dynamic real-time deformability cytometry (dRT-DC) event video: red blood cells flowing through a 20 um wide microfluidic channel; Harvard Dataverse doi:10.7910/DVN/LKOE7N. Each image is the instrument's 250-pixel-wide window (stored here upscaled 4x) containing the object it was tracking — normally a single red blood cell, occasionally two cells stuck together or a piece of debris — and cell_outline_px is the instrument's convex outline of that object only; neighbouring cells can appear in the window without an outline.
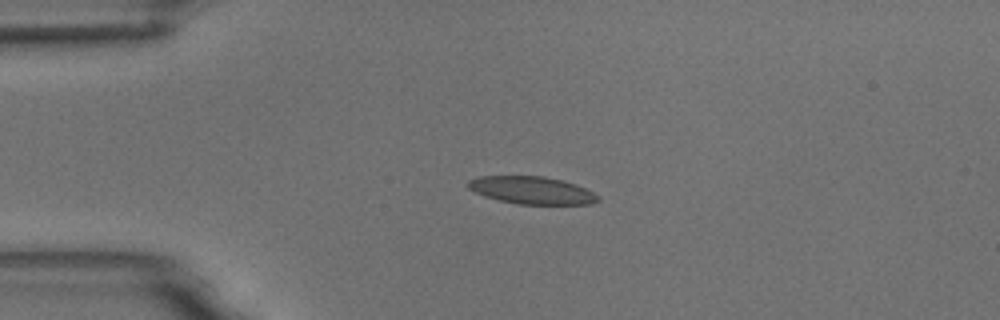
{"species": "common noctule bat (a hibernating species)", "species_latin": "Nyctalus noctula", "temperature_condition": "room temperature", "stored_images_in_passage": 2, "camera_frame_rate_fps": 3000, "um_per_image_px": 0.085, "animal": {"sex": "male", "body_mass_g": 18.8}, "frame": {"image": 1, "passage_image": 1, "time_ms": 0.0, "image_size_px": [1000, 320], "cell_outline_px": [[600, 200], [592, 204], [516, 204], [484, 196], [468, 188], [464, 184], [468, 180], [480, 176], [544, 176], [576, 184], [600, 196]], "centroid_in_image_um": [45.18, 16.17], "position_along_channel_um": 39.8, "area_um2": 20.87}}